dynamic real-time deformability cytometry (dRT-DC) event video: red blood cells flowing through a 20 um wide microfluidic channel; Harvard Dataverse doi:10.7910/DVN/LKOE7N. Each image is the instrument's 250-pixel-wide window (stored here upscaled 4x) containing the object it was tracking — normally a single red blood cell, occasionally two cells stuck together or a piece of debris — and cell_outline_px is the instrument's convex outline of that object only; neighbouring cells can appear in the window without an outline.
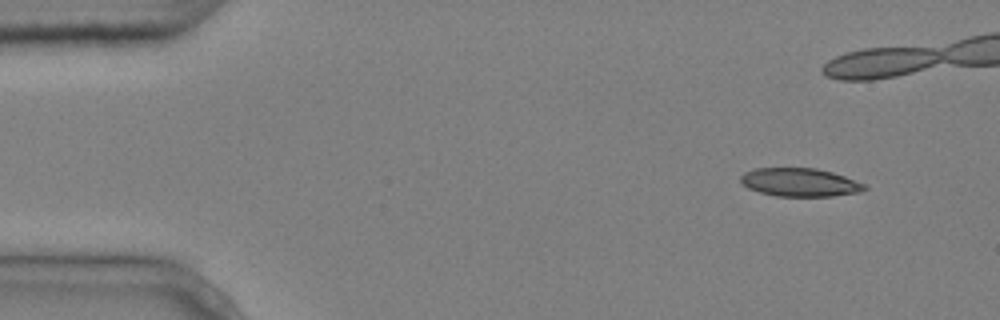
{"species": "common noctule bat (a hibernating species)", "species_latin": "Nyctalus noctula", "temperature_condition": "cold", "stored_images_in_passage": 5, "camera_frame_rate_fps": 3000, "um_per_image_px": 0.085, "animal": {"sex": "male", "body_mass_g": 20.4}, "frame": {"image": 1, "passage_image": 1, "time_ms": 0.0, "image_size_px": [1000, 320], "cell_outline_px": [[868, 188], [860, 192], [832, 196], [776, 196], [760, 192], [748, 188], [740, 180], [740, 176], [744, 172], [756, 168], [816, 168], [832, 172], [868, 184]], "centroid_in_image_um": [68.02, 15.49], "position_along_channel_um": 17.0, "area_um2": 20.52}}